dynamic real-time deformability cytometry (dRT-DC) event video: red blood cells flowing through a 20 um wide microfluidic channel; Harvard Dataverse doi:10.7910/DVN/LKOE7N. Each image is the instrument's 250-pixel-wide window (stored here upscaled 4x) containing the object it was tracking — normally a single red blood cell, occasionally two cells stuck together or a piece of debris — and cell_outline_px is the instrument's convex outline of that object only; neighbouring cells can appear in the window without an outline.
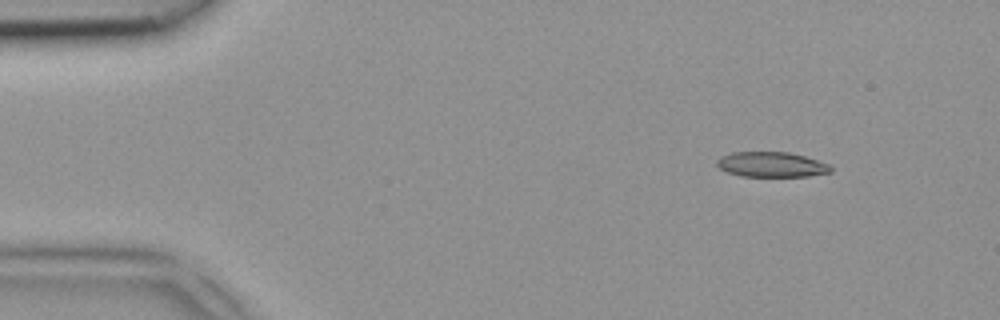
{"species": "common noctule bat (a hibernating species)", "species_latin": "Nyctalus noctula", "temperature_condition": "room temperature", "stored_images_in_passage": 3, "camera_frame_rate_fps": 3000, "um_per_image_px": 0.085, "animal": {"sex": "female", "body_mass_g": 18.4}, "frame": {"image": 1, "passage_image": 1, "time_ms": 0.0, "image_size_px": [1000, 320], "cell_outline_px": [[832, 172], [808, 176], [740, 176], [728, 172], [720, 168], [716, 164], [716, 160], [720, 156], [732, 152], [788, 152], [804, 156], [828, 164], [832, 168]], "centroid_in_image_um": [65.55, 13.98], "position_along_channel_um": 19.5, "area_um2": 16.59}}